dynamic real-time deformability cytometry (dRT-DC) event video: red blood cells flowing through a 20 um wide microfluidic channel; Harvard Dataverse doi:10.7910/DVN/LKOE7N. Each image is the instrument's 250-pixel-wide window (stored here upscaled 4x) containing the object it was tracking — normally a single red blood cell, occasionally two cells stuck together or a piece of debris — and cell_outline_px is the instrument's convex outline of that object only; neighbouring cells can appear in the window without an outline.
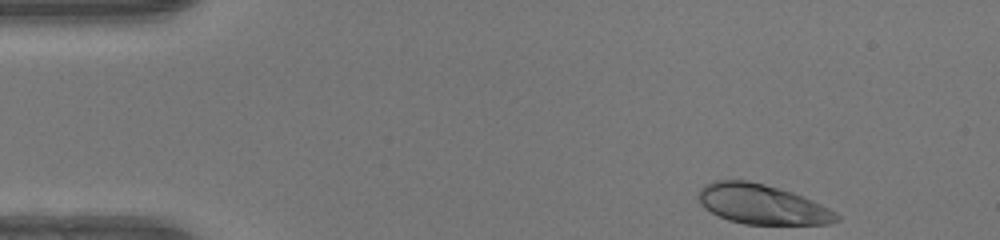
{"species": "human", "species_latin": "Homo sapiens", "temperature_condition": "warm", "stored_images_in_passage": 44, "camera_frame_rate_fps": 3000, "um_per_image_px": 0.085, "donor": {"sex": "female"}, "frame": {"image": 1, "passage_image": 1, "time_ms": 0.0, "image_size_px": [1000, 240], "cell_outline_px": [[840, 220], [828, 224], [744, 224], [728, 220], [704, 208], [700, 204], [700, 188], [704, 184], [716, 180], [748, 180], [764, 184], [792, 192], [804, 196], [836, 212], [840, 216]], "centroid_in_image_um": [64.78, 17.36], "position_along_channel_um": 20.2, "area_um2": 31.91}}
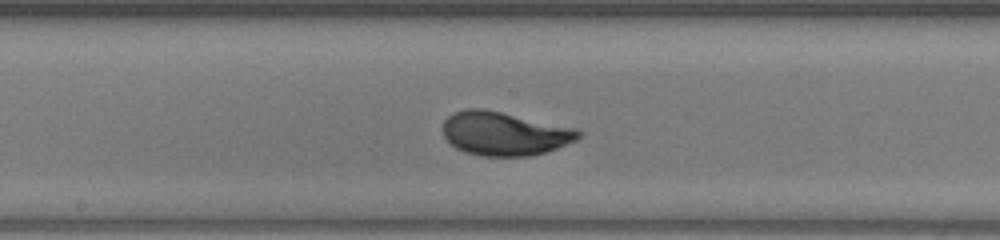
{"frame": {"image": 2, "passage_image": 21, "time_ms": 6.667, "image_size_px": [1000, 240], "cell_outline_px": [[584, 132], [576, 140], [556, 148], [532, 156], [484, 156], [464, 152], [456, 148], [444, 136], [444, 120], [452, 112], [464, 108], [484, 108], [576, 128]], "centroid_in_image_um": [42.87, 11.34], "position_along_channel_um": 205.3, "area_um2": 34.56}}
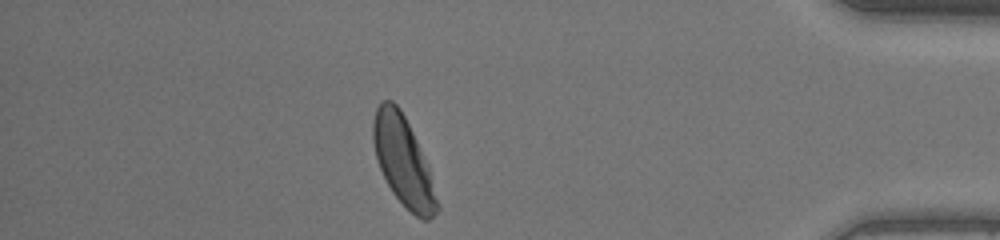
{"frame": {"image": 3, "passage_image": 38, "time_ms": 12.333, "image_size_px": [1000, 240], "cell_outline_px": [[440, 208], [428, 220], [424, 220], [416, 216], [392, 192], [380, 168], [376, 156], [372, 140], [372, 124], [376, 108], [380, 100], [392, 100], [400, 108], [428, 164], [440, 204]], "centroid_in_image_um": [34.28, 13.69], "position_along_channel_um": 400.9, "area_um2": 32.95}, "authors_computed_cell_mechanics": {"area_um2": 32.9749, "velocity_mm_per_s": 4.2194, "shape_relaxation_time_tau1_ms": 2.5122, "shape_relaxation_time_tau2_ms": null, "deformation_change_tau1": 0.161, "deformation_change_tau2": null}}